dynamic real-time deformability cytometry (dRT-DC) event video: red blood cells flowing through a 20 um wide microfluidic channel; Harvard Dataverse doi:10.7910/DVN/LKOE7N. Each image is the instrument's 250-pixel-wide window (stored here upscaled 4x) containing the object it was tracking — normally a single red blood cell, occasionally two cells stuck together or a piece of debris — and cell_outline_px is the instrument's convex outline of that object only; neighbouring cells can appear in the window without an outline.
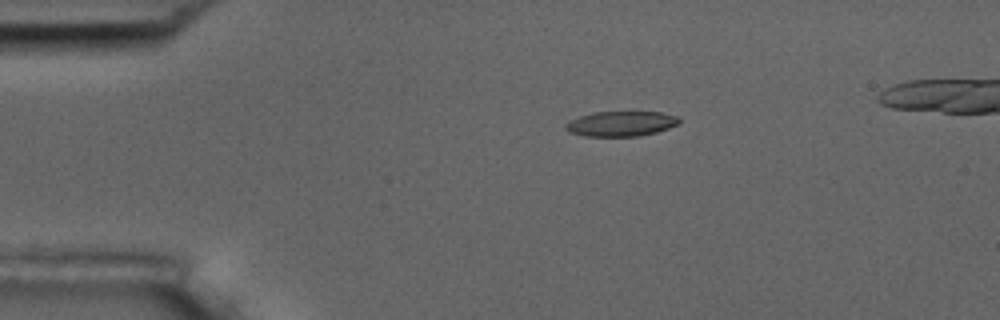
{"species": "common noctule bat (a hibernating species)", "species_latin": "Nyctalus noctula", "temperature_condition": "room temperature", "stored_images_in_passage": 7, "camera_frame_rate_fps": 3000, "um_per_image_px": 0.085, "animal": {"sex": "male", "body_mass_g": 17.5, "forearm_length_mm": 52.3}, "frame": {"image": 1, "passage_image": 4, "time_ms": 1.0, "image_size_px": [1000, 320], "cell_outline_px": [[680, 120], [676, 124], [668, 128], [656, 132], [640, 136], [584, 136], [568, 132], [564, 128], [564, 124], [568, 120], [592, 112], [660, 112], [676, 116]], "centroid_in_image_um": [52.71, 10.52], "position_along_channel_um": 32.3, "area_um2": 16.59}}